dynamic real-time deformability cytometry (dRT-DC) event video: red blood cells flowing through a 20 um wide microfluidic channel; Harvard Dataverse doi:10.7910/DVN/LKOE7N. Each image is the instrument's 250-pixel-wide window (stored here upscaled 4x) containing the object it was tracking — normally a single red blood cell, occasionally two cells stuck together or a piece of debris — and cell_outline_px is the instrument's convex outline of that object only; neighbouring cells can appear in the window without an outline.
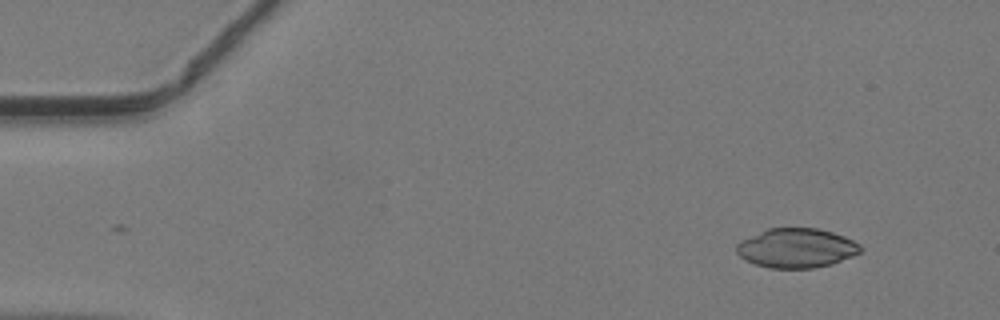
{"species": "common noctule bat (a hibernating species)", "species_latin": "Nyctalus noctula", "temperature_condition": "warm", "stored_images_in_passage": 44, "camera_frame_rate_fps": 3000, "um_per_image_px": 0.085, "animal": {"sex": "male", "body_mass_g": 19.2, "forearm_length_mm": 51.8}, "frame": {"image": 1, "passage_image": 2, "time_ms": 0.333, "image_size_px": [1000, 320], "cell_outline_px": [[864, 248], [860, 252], [852, 256], [832, 264], [812, 268], [768, 268], [756, 264], [740, 256], [736, 252], [736, 244], [740, 240], [768, 228], [816, 228], [832, 232], [844, 236], [860, 244]], "centroid_in_image_um": [67.7, 21.08], "position_along_channel_um": 17.3, "area_um2": 28.44}}
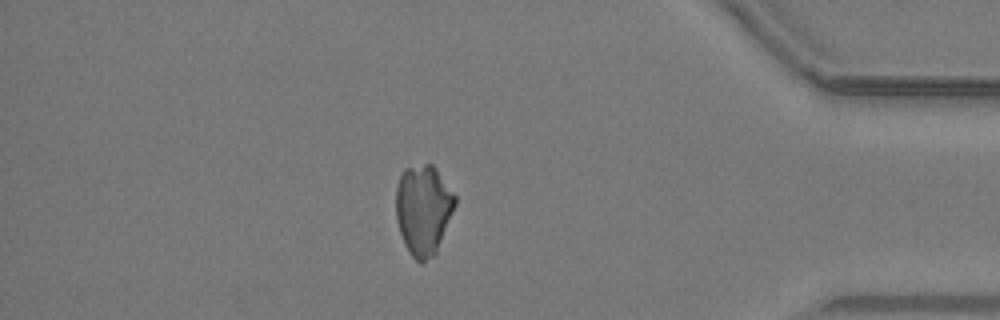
{"frame": {"image": 2, "passage_image": 38, "time_ms": 12.333, "image_size_px": [1000, 320], "cell_outline_px": [[456, 204], [436, 252], [432, 256], [420, 264], [412, 256], [400, 232], [396, 220], [396, 188], [400, 176], [404, 168], [424, 164], [432, 164], [436, 168], [456, 196]], "centroid_in_image_um": [35.98, 17.79], "position_along_channel_um": 399.2, "area_um2": 30.75}}